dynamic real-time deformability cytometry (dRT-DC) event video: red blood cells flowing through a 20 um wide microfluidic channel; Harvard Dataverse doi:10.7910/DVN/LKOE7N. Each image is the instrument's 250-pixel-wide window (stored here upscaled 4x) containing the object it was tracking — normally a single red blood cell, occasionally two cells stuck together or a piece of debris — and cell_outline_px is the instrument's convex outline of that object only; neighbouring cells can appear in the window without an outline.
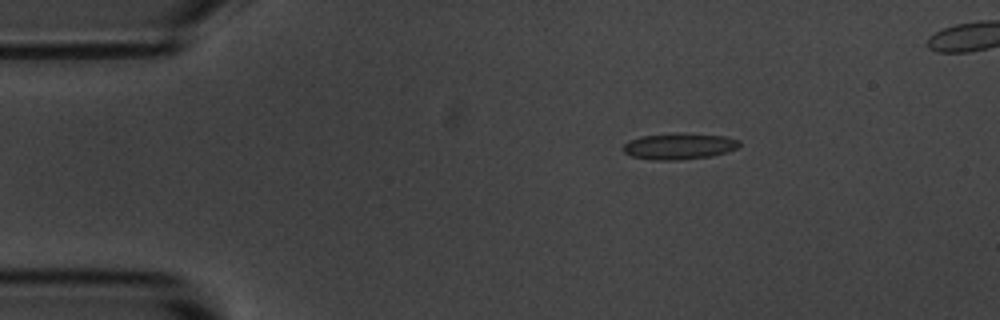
{"species": "common noctule bat (a hibernating species)", "species_latin": "Nyctalus noctula", "temperature_condition": "room temperature", "stored_images_in_passage": 9, "camera_frame_rate_fps": 3000, "um_per_image_px": 0.085, "animal": {"sex": "male", "body_mass_g": 20.1, "forearm_length_mm": 53.5}, "frame": {"image": 1, "passage_image": 2, "time_ms": 0.333, "image_size_px": [1000, 320], "cell_outline_px": [[740, 144], [736, 148], [728, 152], [712, 156], [680, 160], [652, 160], [632, 156], [624, 152], [624, 144], [632, 140], [644, 136], [680, 132], [724, 136], [740, 140]], "centroid_in_image_um": [57.77, 12.43], "position_along_channel_um": 27.2, "area_um2": 17.74}}
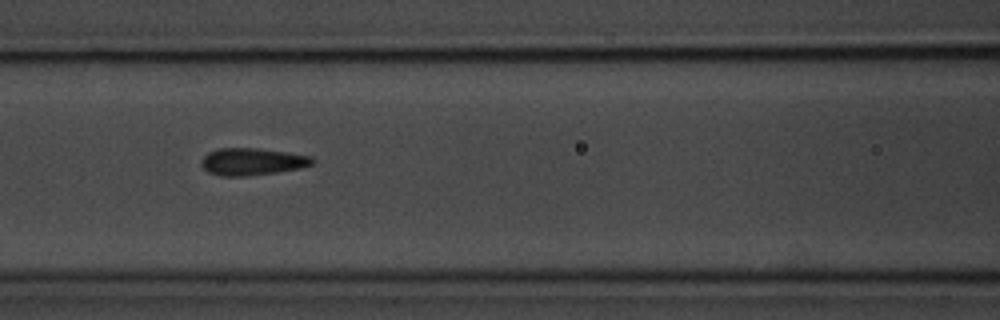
{"frame": {"image": 2, "passage_image": 6, "time_ms": 1.667, "image_size_px": [1000, 320], "cell_outline_px": [[316, 160], [312, 164], [300, 168], [276, 172], [244, 176], [220, 176], [208, 172], [200, 164], [200, 160], [208, 152], [220, 148], [256, 148], [312, 156]], "centroid_in_image_um": [21.41, 13.74], "position_along_channel_um": 145.2, "area_um2": 17.51}}
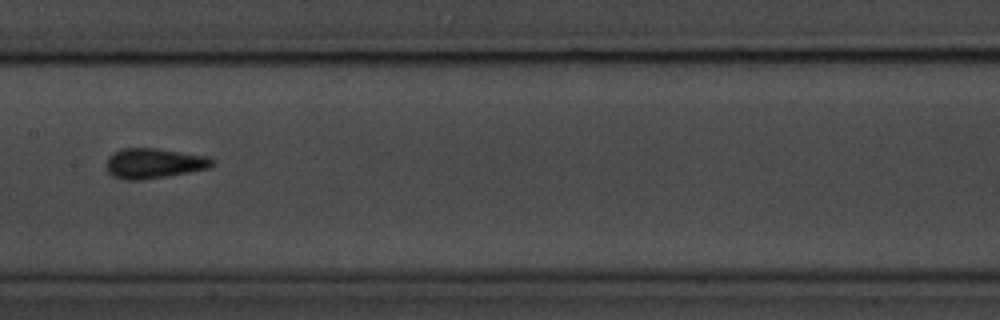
{"frame": {"image": 3, "passage_image": 7, "time_ms": 2.0, "image_size_px": [1000, 320], "cell_outline_px": [[216, 164], [208, 168], [168, 176], [140, 180], [124, 180], [112, 176], [108, 172], [104, 164], [108, 156], [112, 152], [120, 148], [156, 148], [204, 156], [216, 160]], "centroid_in_image_um": [13.02, 13.88], "position_along_channel_um": 194.4, "area_um2": 18.79}}